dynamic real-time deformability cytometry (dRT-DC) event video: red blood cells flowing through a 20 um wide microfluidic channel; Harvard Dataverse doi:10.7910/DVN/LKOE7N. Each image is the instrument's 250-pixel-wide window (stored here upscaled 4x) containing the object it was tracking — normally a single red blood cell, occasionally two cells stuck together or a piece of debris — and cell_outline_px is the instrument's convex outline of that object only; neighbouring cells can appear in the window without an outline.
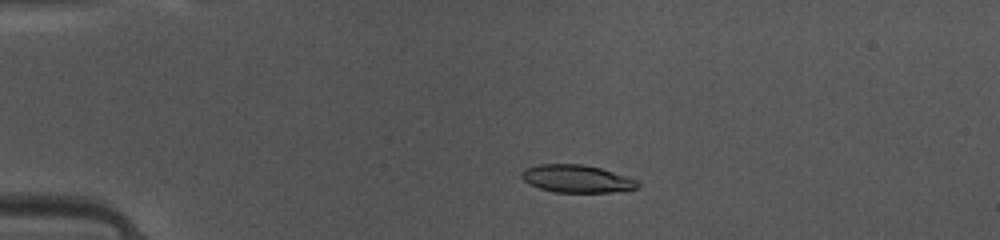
{"species": "common noctule bat (a hibernating species)", "species_latin": "Nyctalus noctula", "temperature_condition": "warm", "stored_images_in_passage": 46, "camera_frame_rate_fps": 3000, "um_per_image_px": 0.085, "animal": {"sex": "female", "body_mass_g": 10.0, "forearm_length_mm": 53.1}, "frame": {"image": 1, "passage_image": 9, "time_ms": 2.667, "image_size_px": [1000, 240], "cell_outline_px": [[640, 184], [636, 188], [612, 192], [552, 192], [540, 188], [524, 180], [520, 176], [520, 172], [528, 168], [540, 164], [580, 164], [600, 168], [636, 180]], "centroid_in_image_um": [49.0, 15.19], "position_along_channel_um": 36.0, "area_um2": 18.32}}
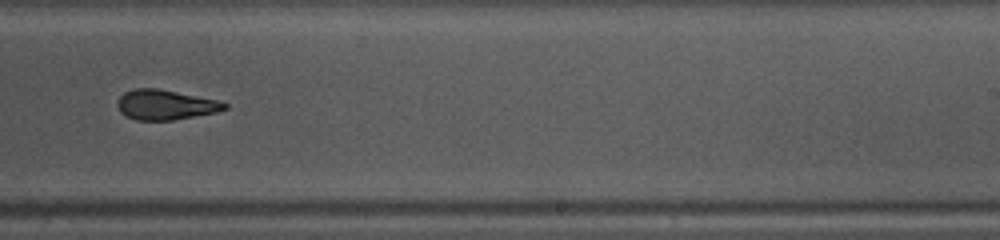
{"frame": {"image": 2, "passage_image": 29, "time_ms": 9.333, "image_size_px": [1000, 240], "cell_outline_px": [[228, 108], [216, 112], [172, 120], [136, 120], [120, 112], [116, 104], [120, 96], [124, 92], [136, 88], [156, 88], [220, 100], [228, 104]], "centroid_in_image_um": [14.07, 8.9], "position_along_channel_um": 274.9, "area_um2": 18.67}}
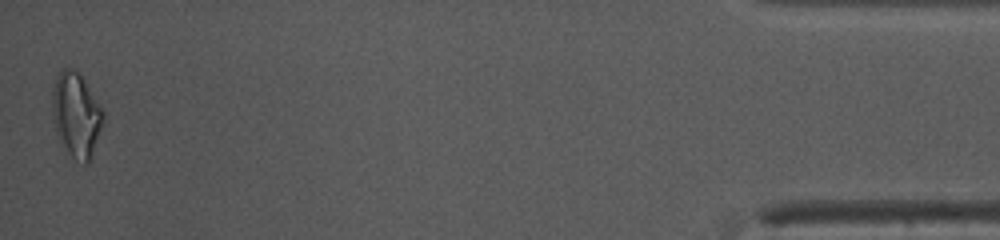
{"frame": {"image": 3, "passage_image": 46, "time_ms": 15.0, "image_size_px": [1000, 240], "cell_outline_px": [[104, 120], [92, 156], [88, 164], [84, 164], [76, 160], [68, 152], [60, 140], [56, 132], [52, 112], [52, 88], [56, 76], [64, 68], [68, 68], [80, 72], [104, 112]], "centroid_in_image_um": [6.48, 9.75], "position_along_channel_um": 428.7, "area_um2": 25.09}, "authors_computed_cell_mechanics": {"area_um2": 19.4497, "velocity_mm_per_s": 4.1671, "shape_relaxation_time_tau1_ms": 3.3964, "shape_relaxation_time_tau2_ms": 3.7275, "deformation_change_tau1": 0.1636, "deformation_change_tau2": 0.0679}}